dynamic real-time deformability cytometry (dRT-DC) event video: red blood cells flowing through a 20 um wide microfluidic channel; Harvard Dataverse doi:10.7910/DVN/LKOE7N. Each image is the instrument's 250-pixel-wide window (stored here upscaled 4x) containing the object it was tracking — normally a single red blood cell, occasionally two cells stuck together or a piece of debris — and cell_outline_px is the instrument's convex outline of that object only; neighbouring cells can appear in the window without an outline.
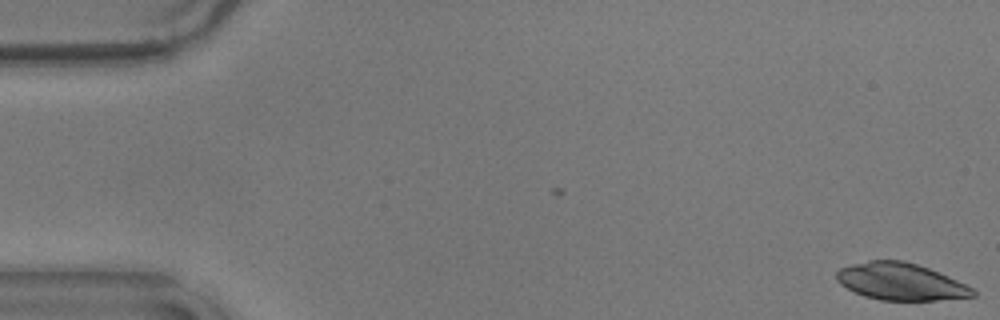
{"species": "common noctule bat (a hibernating species)", "species_latin": "Nyctalus noctula", "temperature_condition": "warm", "stored_images_in_passage": 3, "camera_frame_rate_fps": 3000, "um_per_image_px": 0.085, "animal": {"sex": "male", "body_mass_g": 17.9}, "frame": {"image": 1, "passage_image": 3, "time_ms": 0.667, "image_size_px": [1000, 320], "cell_outline_px": [[976, 296], [936, 300], [880, 300], [864, 296], [840, 284], [836, 280], [836, 272], [840, 268], [852, 264], [868, 260], [904, 260], [940, 272], [972, 288], [976, 292]], "centroid_in_image_um": [76.54, 23.93], "position_along_channel_um": 8.5, "area_um2": 29.3}}